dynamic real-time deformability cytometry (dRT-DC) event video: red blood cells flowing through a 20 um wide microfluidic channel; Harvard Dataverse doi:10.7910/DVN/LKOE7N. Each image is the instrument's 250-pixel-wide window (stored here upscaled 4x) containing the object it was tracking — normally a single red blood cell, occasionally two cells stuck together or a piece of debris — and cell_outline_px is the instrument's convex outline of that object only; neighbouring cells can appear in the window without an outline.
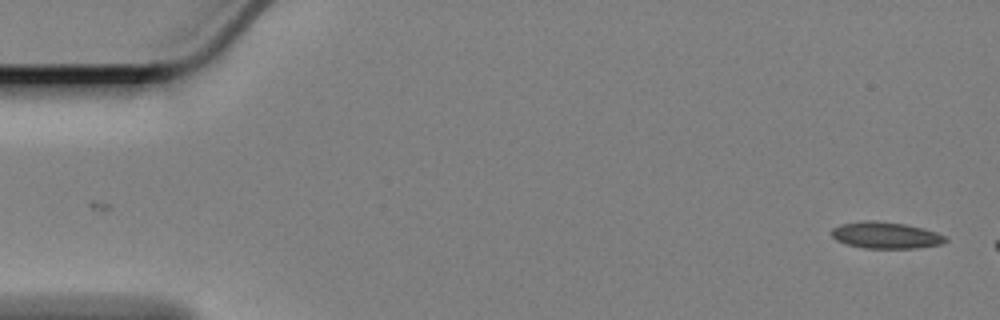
{"species": "Egyptian fruit bat (a non-hibernating species)", "species_latin": "Rousettus aegyptiacus", "temperature_condition": "cold", "stored_images_in_passage": 52, "camera_frame_rate_fps": 3000, "um_per_image_px": 0.085, "animal": {"sex": "female"}, "frame": {"image": 1, "passage_image": 1, "time_ms": 0.0, "image_size_px": [1000, 320], "cell_outline_px": [[948, 240], [940, 244], [916, 248], [864, 248], [848, 244], [836, 240], [832, 236], [832, 228], [840, 224], [868, 220], [876, 220], [904, 224], [936, 232], [944, 236]], "centroid_in_image_um": [75.26, 19.99], "position_along_channel_um": 9.7, "area_um2": 17.4}}
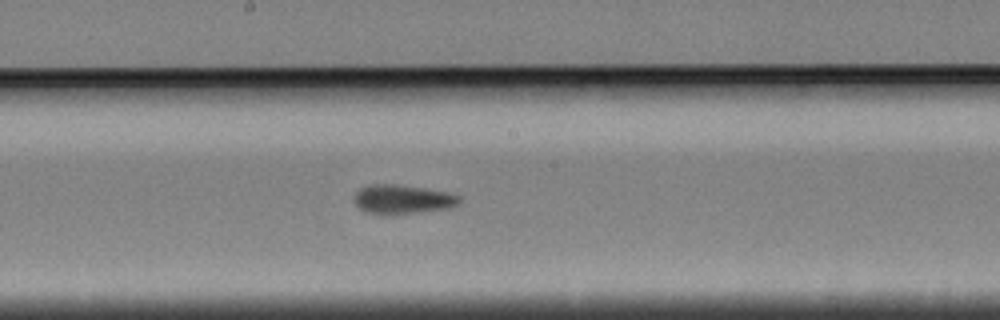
{"frame": {"image": 2, "passage_image": 30, "time_ms": 9.667, "image_size_px": [1000, 320], "cell_outline_px": [[460, 204], [448, 208], [420, 212], [368, 212], [360, 208], [352, 200], [356, 192], [360, 188], [368, 184], [396, 184], [424, 188], [444, 192], [460, 196]], "centroid_in_image_um": [34.21, 16.9], "position_along_channel_um": 214.0, "area_um2": 17.28}}
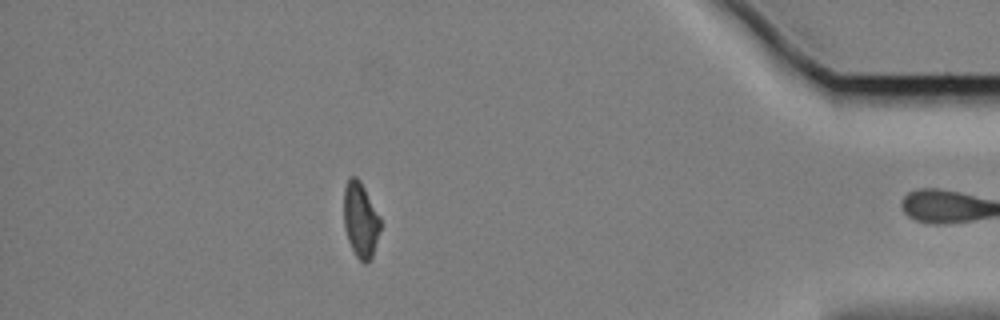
{"frame": {"image": 3, "passage_image": 51, "time_ms": 16.667, "image_size_px": [1000, 320], "cell_outline_px": [[380, 228], [372, 256], [364, 264], [356, 256], [348, 240], [344, 228], [344, 188], [348, 176], [356, 176], [360, 180], [380, 216]], "centroid_in_image_um": [30.63, 18.64], "position_along_channel_um": 404.6, "area_um2": 15.95}, "authors_computed_cell_mechanics": {"area_um2": 17.5712, "velocity_mm_per_s": 3.3723, "shape_relaxation_time_tau1_ms": null, "shape_relaxation_time_tau2_ms": 5.5624, "deformation_change_tau1": null, "deformation_change_tau2": 0.1058}}